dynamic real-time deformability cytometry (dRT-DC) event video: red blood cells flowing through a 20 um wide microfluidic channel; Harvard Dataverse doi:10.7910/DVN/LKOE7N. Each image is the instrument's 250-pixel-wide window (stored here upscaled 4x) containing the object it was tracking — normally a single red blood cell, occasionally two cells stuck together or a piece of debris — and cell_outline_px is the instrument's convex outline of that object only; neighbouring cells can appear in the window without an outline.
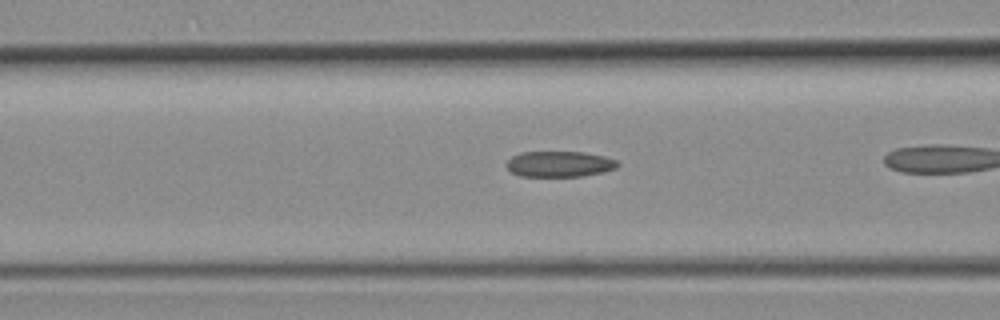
{"species": "common noctule bat (a hibernating species)", "species_latin": "Nyctalus noctula", "temperature_condition": "room temperature", "stored_images_in_passage": 31, "camera_frame_rate_fps": 3000, "um_per_image_px": 0.085, "animal": {"sex": "female", "body_mass_g": 19.3, "forearm_length_mm": 54.1}, "frame": {"image": 1, "passage_image": 14, "time_ms": 4.333, "image_size_px": [1000, 320], "cell_outline_px": [[620, 164], [616, 168], [604, 172], [584, 176], [520, 176], [512, 172], [504, 164], [512, 156], [520, 152], [584, 152], [604, 156], [616, 160]], "centroid_in_image_um": [47.56, 13.94], "position_along_channel_um": 119.0, "area_um2": 16.76}}